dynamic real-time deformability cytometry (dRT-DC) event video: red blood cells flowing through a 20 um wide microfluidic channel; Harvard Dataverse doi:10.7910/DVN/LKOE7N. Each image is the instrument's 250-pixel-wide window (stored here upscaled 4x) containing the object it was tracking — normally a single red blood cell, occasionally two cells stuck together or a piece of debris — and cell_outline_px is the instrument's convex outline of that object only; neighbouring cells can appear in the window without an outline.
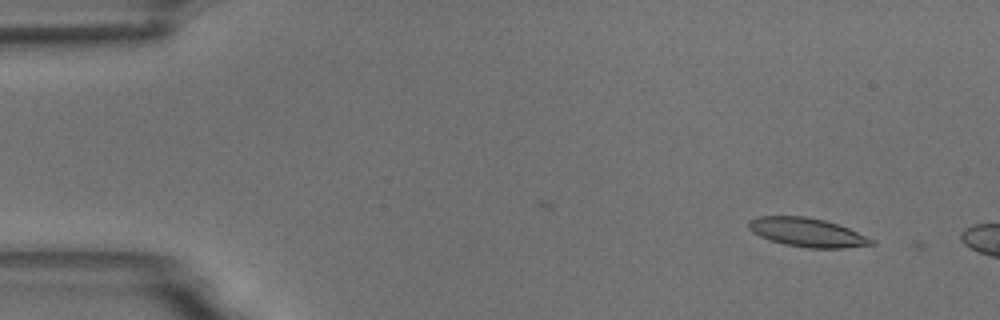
{"species": "common noctule bat (a hibernating species)", "species_latin": "Nyctalus noctula", "temperature_condition": "room temperature", "stored_images_in_passage": 4, "camera_frame_rate_fps": 3000, "um_per_image_px": 0.085, "animal": {"sex": "male", "body_mass_g": 18.8}, "frame": {"image": 1, "passage_image": 2, "time_ms": 1.0, "image_size_px": [1000, 320], "cell_outline_px": [[876, 244], [844, 248], [808, 248], [784, 244], [768, 240], [752, 232], [748, 228], [748, 220], [756, 216], [804, 216], [824, 220], [848, 228], [876, 240]], "centroid_in_image_um": [68.59, 19.75], "position_along_channel_um": 16.4, "area_um2": 20.75}}